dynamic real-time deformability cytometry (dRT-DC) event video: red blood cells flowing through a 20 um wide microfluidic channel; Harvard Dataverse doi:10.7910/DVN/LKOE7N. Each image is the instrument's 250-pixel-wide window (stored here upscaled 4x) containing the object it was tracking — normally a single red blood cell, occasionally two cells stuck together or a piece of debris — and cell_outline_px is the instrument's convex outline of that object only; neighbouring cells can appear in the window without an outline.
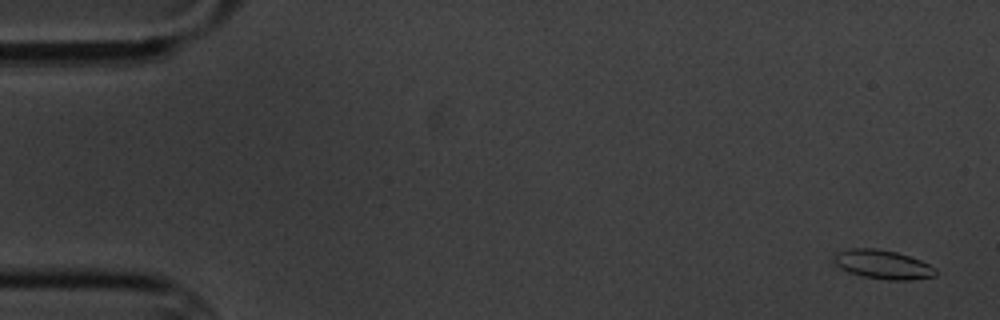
{"species": "common noctule bat (a hibernating species)", "species_latin": "Nyctalus noctula", "temperature_condition": "cold", "stored_images_in_passage": 5, "camera_frame_rate_fps": 3000, "um_per_image_px": 0.085, "animal": {"sex": "male", "body_mass_g": 20.1, "forearm_length_mm": 53.5}, "frame": {"image": 1, "passage_image": 1, "time_ms": 0.0, "image_size_px": [1000, 320], "cell_outline_px": [[936, 276], [908, 280], [888, 280], [864, 276], [848, 272], [840, 268], [832, 260], [832, 256], [836, 252], [848, 248], [876, 248], [896, 252], [920, 260], [936, 268]], "centroid_in_image_um": [75.0, 22.47], "position_along_channel_um": 10.0, "area_um2": 17.22}}
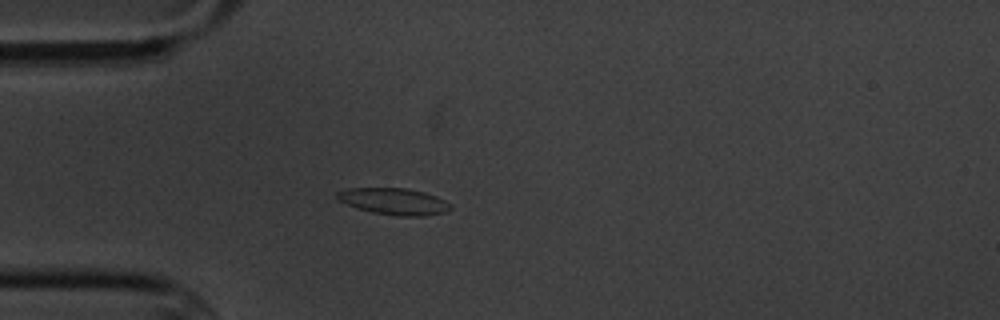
{"frame": {"image": 2, "passage_image": 5, "time_ms": 4.667, "image_size_px": [1000, 320], "cell_outline_px": [[452, 208], [444, 212], [424, 216], [396, 216], [372, 212], [336, 200], [336, 192], [348, 188], [404, 188], [424, 192], [436, 196], [452, 204]], "centroid_in_image_um": [33.49, 17.11], "position_along_channel_um": 51.5, "area_um2": 17.51}}